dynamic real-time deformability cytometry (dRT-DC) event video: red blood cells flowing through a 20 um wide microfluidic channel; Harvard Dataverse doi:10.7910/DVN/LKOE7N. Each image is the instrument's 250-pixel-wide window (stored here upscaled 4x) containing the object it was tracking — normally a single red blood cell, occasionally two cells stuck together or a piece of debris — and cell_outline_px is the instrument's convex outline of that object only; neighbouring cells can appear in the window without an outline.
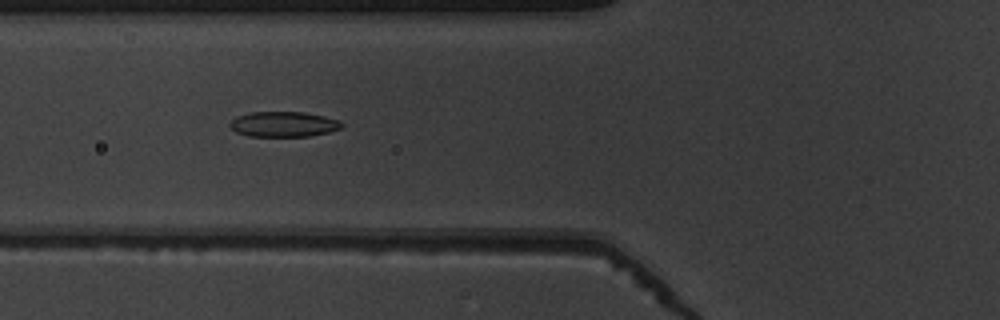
{"species": "common noctule bat (a hibernating species)", "species_latin": "Nyctalus noctula", "temperature_condition": "warm", "stored_images_in_passage": 47, "camera_frame_rate_fps": 3000, "um_per_image_px": 0.085, "animal": {"sex": "male", "body_mass_g": 19.5, "forearm_length_mm": 54.6}, "frame": {"image": 1, "passage_image": 17, "time_ms": 5.333, "image_size_px": [1000, 320], "cell_outline_px": [[344, 124], [340, 128], [328, 132], [308, 136], [248, 136], [236, 132], [228, 124], [236, 116], [248, 112], [304, 112], [324, 116], [340, 120]], "centroid_in_image_um": [24.09, 10.55], "position_along_channel_um": 101.7, "area_um2": 16.47}}
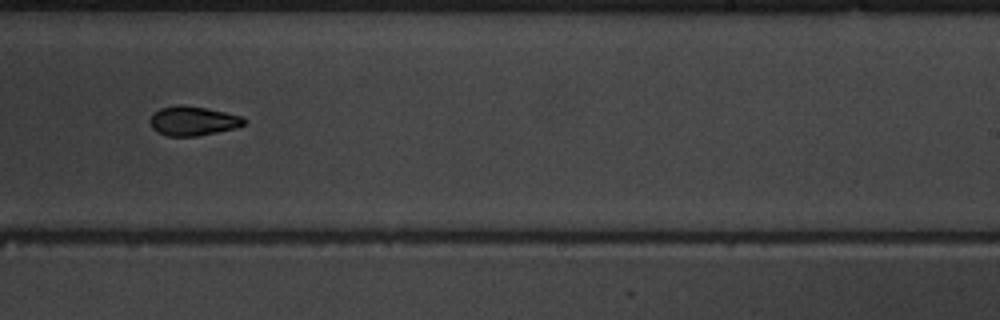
{"frame": {"image": 2, "passage_image": 30, "time_ms": 9.667, "image_size_px": [1000, 320], "cell_outline_px": [[248, 120], [244, 124], [236, 128], [196, 136], [168, 136], [156, 132], [152, 128], [152, 116], [160, 108], [176, 104], [180, 104], [208, 108], [240, 116]], "centroid_in_image_um": [16.42, 10.27], "position_along_channel_um": 272.6, "area_um2": 15.95}}
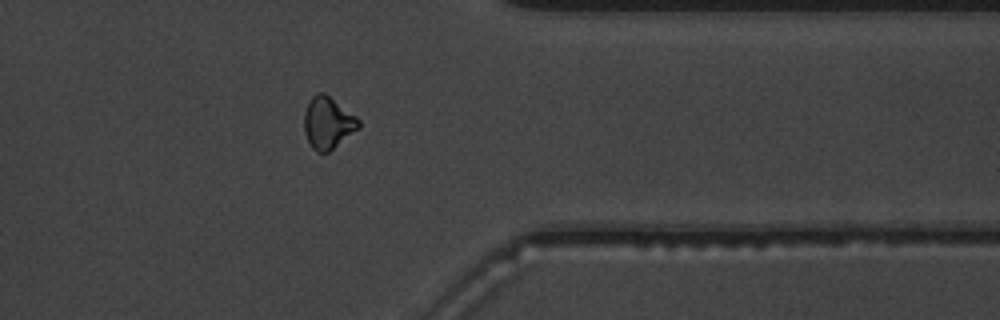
{"frame": {"image": 3, "passage_image": 39, "time_ms": 12.667, "image_size_px": [1000, 320], "cell_outline_px": [[360, 128], [328, 152], [316, 152], [312, 148], [304, 132], [304, 112], [312, 96], [316, 92], [324, 92], [356, 116], [360, 120]], "centroid_in_image_um": [27.87, 10.44], "position_along_channel_um": 383.5, "area_um2": 16.47}, "authors_computed_cell_mechanics": {"area_um2": 16.2996, "velocity_mm_per_s": 3.9459, "shape_relaxation_time_tau1_ms": 6.8387, "shape_relaxation_time_tau2_ms": 4.8988, "deformation_change_tau1": 0.1886, "deformation_change_tau2": 0.1092}}